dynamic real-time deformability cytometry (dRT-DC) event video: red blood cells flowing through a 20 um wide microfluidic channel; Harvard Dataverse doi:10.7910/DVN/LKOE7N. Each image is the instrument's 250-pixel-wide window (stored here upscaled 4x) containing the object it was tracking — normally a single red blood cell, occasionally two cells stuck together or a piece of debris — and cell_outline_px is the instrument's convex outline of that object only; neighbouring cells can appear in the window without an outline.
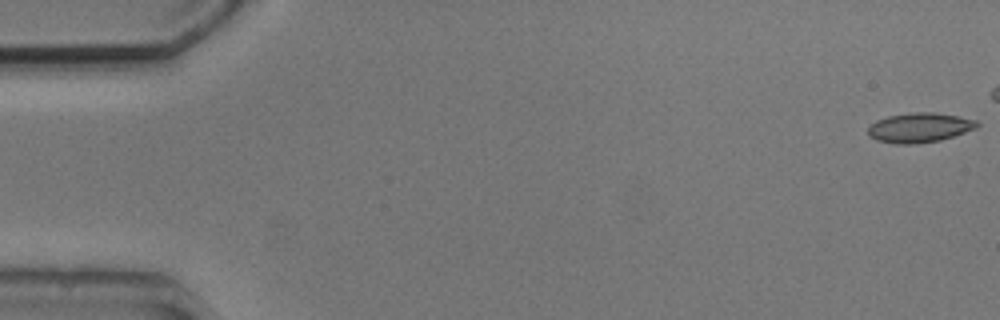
{"species": "common noctule bat (a hibernating species)", "species_latin": "Nyctalus noctula", "temperature_condition": "cold", "stored_images_in_passage": 9, "camera_frame_rate_fps": 3000, "um_per_image_px": 0.085, "animal": {"sex": "male", "body_mass_g": 20.5, "forearm_length_mm": 52.5}, "frame": {"image": 1, "passage_image": 1, "time_ms": 0.0, "image_size_px": [1000, 320], "cell_outline_px": [[980, 124], [976, 128], [940, 140], [912, 144], [896, 144], [876, 140], [868, 136], [868, 128], [876, 120], [888, 116], [912, 112], [936, 112], [976, 120]], "centroid_in_image_um": [78.13, 10.84], "position_along_channel_um": 6.9, "area_um2": 18.73}}